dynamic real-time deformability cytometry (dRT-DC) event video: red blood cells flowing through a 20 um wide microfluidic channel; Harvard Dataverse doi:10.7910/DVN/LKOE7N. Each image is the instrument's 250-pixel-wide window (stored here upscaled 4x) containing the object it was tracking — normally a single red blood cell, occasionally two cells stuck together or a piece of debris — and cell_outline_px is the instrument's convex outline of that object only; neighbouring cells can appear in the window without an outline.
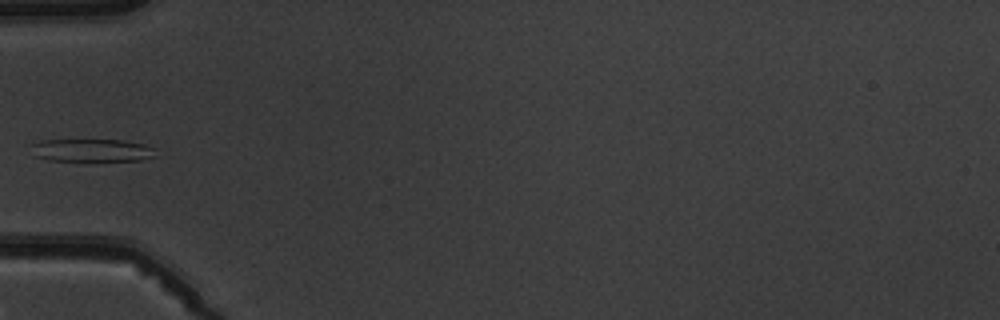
{"species": "common noctule bat (a hibernating species)", "species_latin": "Nyctalus noctula", "temperature_condition": "warm", "stored_images_in_passage": 6, "camera_frame_rate_fps": 3000, "um_per_image_px": 0.085, "animal": {"sex": "male", "body_mass_g": 19.5, "forearm_length_mm": 54.6}, "frame": {"image": 1, "passage_image": 6, "time_ms": 6.0, "image_size_px": [1000, 320], "cell_outline_px": [[156, 156], [140, 160], [48, 160], [32, 156], [28, 144], [40, 140], [124, 140], [144, 144], [152, 148]], "centroid_in_image_um": [7.68, 12.76], "position_along_channel_um": 77.3, "area_um2": 16.59}}